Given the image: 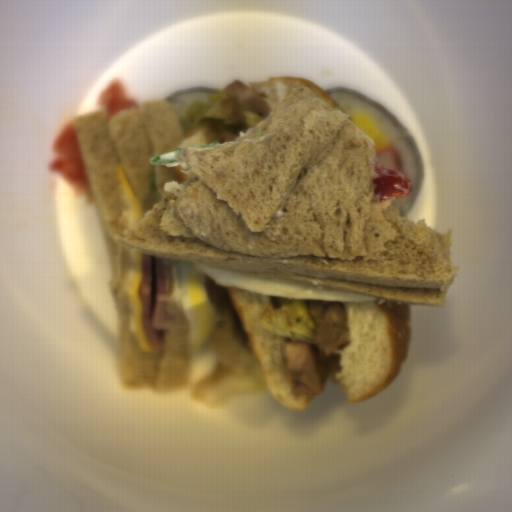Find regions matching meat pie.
Returning a JSON list of instances; mask_svg holds the SVG:
<instances>
[{
    "label": "meat pie",
    "mask_w": 512,
    "mask_h": 512,
    "mask_svg": "<svg viewBox=\"0 0 512 512\" xmlns=\"http://www.w3.org/2000/svg\"><path fill=\"white\" fill-rule=\"evenodd\" d=\"M318 347L281 339L288 374L313 395L324 391L351 328L342 302L308 300Z\"/></svg>",
    "instance_id": "1"
},
{
    "label": "meat pie",
    "mask_w": 512,
    "mask_h": 512,
    "mask_svg": "<svg viewBox=\"0 0 512 512\" xmlns=\"http://www.w3.org/2000/svg\"><path fill=\"white\" fill-rule=\"evenodd\" d=\"M225 99L220 105L227 108L236 122L244 124L243 114L252 111L261 119L274 109L252 86L241 80H233L225 84L222 89Z\"/></svg>",
    "instance_id": "2"
},
{
    "label": "meat pie",
    "mask_w": 512,
    "mask_h": 512,
    "mask_svg": "<svg viewBox=\"0 0 512 512\" xmlns=\"http://www.w3.org/2000/svg\"><path fill=\"white\" fill-rule=\"evenodd\" d=\"M206 134L214 141L218 142L219 144H224L228 142H232L239 136L236 133H231L226 130H219V127L217 124L209 123L207 127Z\"/></svg>",
    "instance_id": "3"
}]
</instances>
